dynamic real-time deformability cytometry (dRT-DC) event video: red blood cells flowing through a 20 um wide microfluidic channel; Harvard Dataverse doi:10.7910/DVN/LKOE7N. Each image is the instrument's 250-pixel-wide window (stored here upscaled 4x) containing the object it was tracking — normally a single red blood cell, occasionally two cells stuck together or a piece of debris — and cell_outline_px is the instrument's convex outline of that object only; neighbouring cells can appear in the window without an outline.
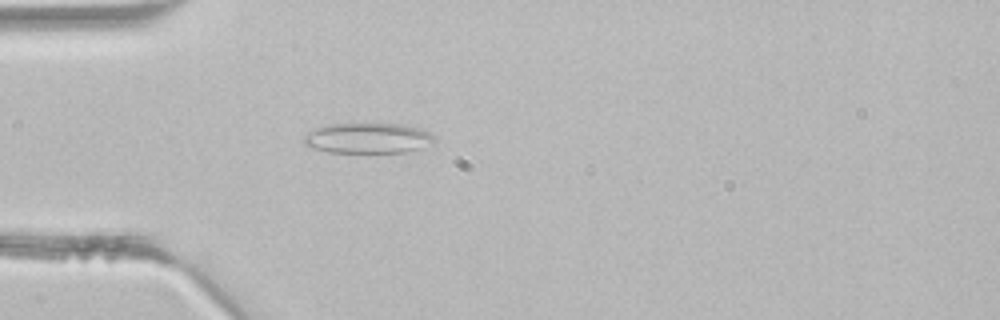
{"species": "common noctule bat (a hibernating species)", "species_latin": "Nyctalus noctula", "temperature_condition": "room temperature", "stored_images_in_passage": 2, "camera_frame_rate_fps": 3000, "um_per_image_px": 0.085, "animal": {"sex": "male", "body_mass_g": 21.5, "forearm_length_mm": 52.0}, "frame": {"image": 1, "passage_image": 2, "time_ms": 0.333, "image_size_px": [1000, 320], "cell_outline_px": [[436, 140], [420, 148], [408, 152], [328, 152], [312, 148], [304, 144], [304, 136], [308, 132], [316, 128], [332, 124], [404, 124], [420, 128], [428, 132]], "centroid_in_image_um": [31.26, 11.74], "position_along_channel_um": 53.7, "area_um2": 22.89}}